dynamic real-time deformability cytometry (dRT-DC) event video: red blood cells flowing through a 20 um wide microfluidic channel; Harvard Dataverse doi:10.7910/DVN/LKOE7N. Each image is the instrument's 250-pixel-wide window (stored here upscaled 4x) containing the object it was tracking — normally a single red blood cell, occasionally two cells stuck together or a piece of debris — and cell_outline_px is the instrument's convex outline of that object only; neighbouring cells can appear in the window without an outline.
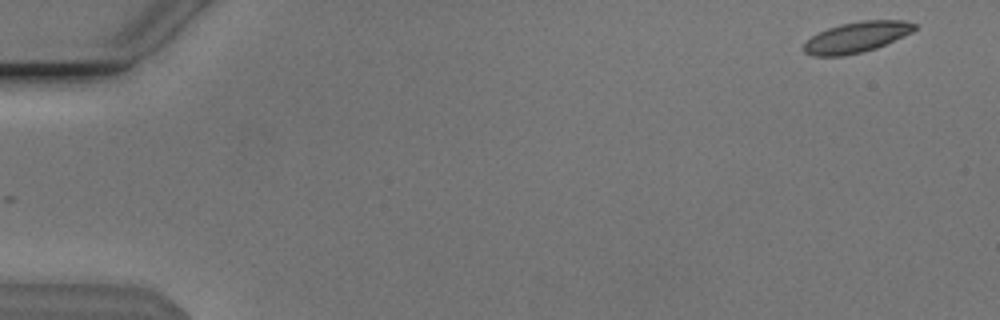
{"species": "Egyptian fruit bat (a non-hibernating species)", "species_latin": "Rousettus aegyptiacus", "temperature_condition": "cold", "stored_images_in_passage": 17, "camera_frame_rate_fps": 3000, "um_per_image_px": 0.085, "animal": {"sex": "male"}, "frame": {"image": 1, "passage_image": 2, "time_ms": 0.333, "image_size_px": [1000, 320], "cell_outline_px": [[916, 28], [912, 32], [904, 36], [876, 48], [844, 56], [812, 56], [804, 52], [804, 44], [812, 36], [828, 28], [840, 24], [860, 20], [904, 20], [916, 24]], "centroid_in_image_um": [72.82, 3.15], "position_along_channel_um": 12.2, "area_um2": 19.71}}